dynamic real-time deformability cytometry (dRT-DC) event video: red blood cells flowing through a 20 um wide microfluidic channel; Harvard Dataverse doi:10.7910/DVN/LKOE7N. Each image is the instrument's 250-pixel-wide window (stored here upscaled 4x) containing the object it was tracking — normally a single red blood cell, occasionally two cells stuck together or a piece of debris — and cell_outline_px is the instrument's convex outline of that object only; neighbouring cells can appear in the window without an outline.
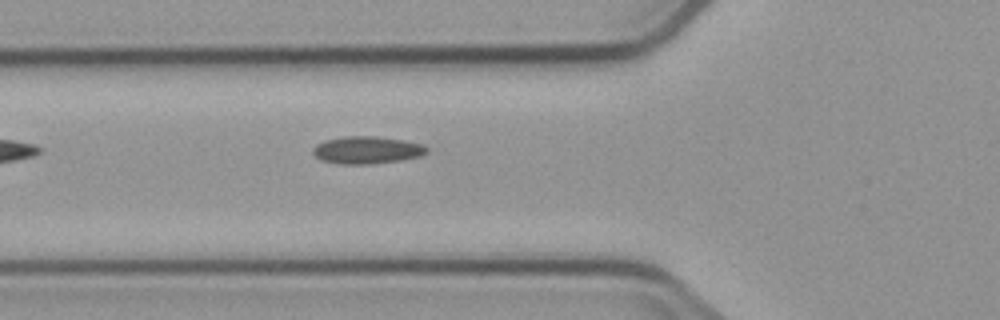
{"species": "common noctule bat (a hibernating species)", "species_latin": "Nyctalus noctula", "temperature_condition": "cold", "stored_images_in_passage": 3, "camera_frame_rate_fps": 3000, "um_per_image_px": 0.085, "animal": {"sex": "male", "body_mass_g": 23.1, "forearm_length_mm": 52.7}, "frame": {"image": 1, "passage_image": 3, "time_ms": 2.333, "image_size_px": [1000, 320], "cell_outline_px": [[428, 152], [420, 156], [400, 160], [368, 164], [340, 164], [320, 160], [312, 152], [312, 148], [316, 144], [324, 140], [344, 136], [376, 136], [400, 140], [420, 144], [428, 148]], "centroid_in_image_um": [31.13, 12.75], "position_along_channel_um": 94.7, "area_um2": 18.09}}